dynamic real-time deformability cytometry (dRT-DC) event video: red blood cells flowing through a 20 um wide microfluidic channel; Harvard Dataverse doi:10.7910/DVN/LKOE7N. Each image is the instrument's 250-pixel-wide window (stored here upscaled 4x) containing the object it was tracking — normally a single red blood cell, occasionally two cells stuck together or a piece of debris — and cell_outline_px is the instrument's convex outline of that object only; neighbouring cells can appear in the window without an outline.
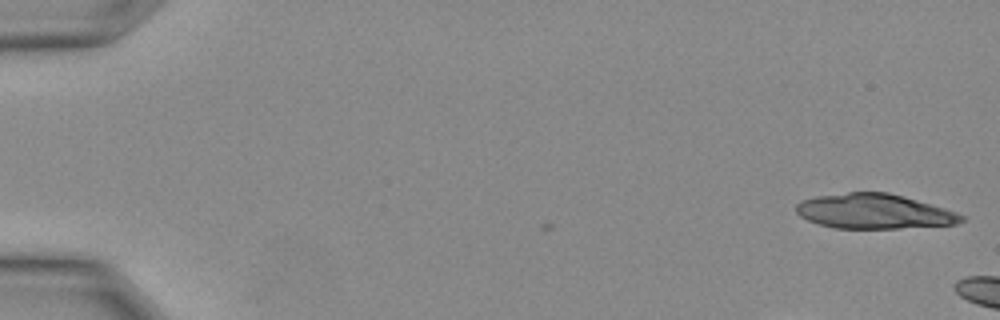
{"species": "Egyptian fruit bat (a non-hibernating species)", "species_latin": "Rousettus aegyptiacus", "temperature_condition": "warm", "stored_images_in_passage": 4, "camera_frame_rate_fps": 3000, "um_per_image_px": 0.085, "animal": {"sex": "female"}, "frame": {"image": 1, "passage_image": 1, "time_ms": 0.0, "image_size_px": [1000, 320], "cell_outline_px": [[964, 220], [956, 224], [900, 228], [836, 228], [820, 224], [808, 220], [800, 216], [796, 212], [796, 204], [800, 200], [816, 196], [848, 192], [888, 192], [904, 196], [944, 208], [956, 212], [964, 216]], "centroid_in_image_um": [74.28, 17.96], "position_along_channel_um": 10.7, "area_um2": 33.41}}